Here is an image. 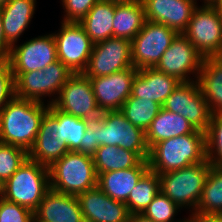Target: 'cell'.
Masks as SVG:
<instances>
[{
	"label": "cell",
	"mask_w": 222,
	"mask_h": 222,
	"mask_svg": "<svg viewBox=\"0 0 222 222\" xmlns=\"http://www.w3.org/2000/svg\"><path fill=\"white\" fill-rule=\"evenodd\" d=\"M49 189L48 167L27 158L19 169L3 183L1 197L34 212Z\"/></svg>",
	"instance_id": "cell-5"
},
{
	"label": "cell",
	"mask_w": 222,
	"mask_h": 222,
	"mask_svg": "<svg viewBox=\"0 0 222 222\" xmlns=\"http://www.w3.org/2000/svg\"><path fill=\"white\" fill-rule=\"evenodd\" d=\"M176 77L166 75L156 68L139 69L132 82V97L149 99L161 106L180 84Z\"/></svg>",
	"instance_id": "cell-21"
},
{
	"label": "cell",
	"mask_w": 222,
	"mask_h": 222,
	"mask_svg": "<svg viewBox=\"0 0 222 222\" xmlns=\"http://www.w3.org/2000/svg\"><path fill=\"white\" fill-rule=\"evenodd\" d=\"M206 159V133L195 130L156 143L149 149L147 161L149 170L164 174Z\"/></svg>",
	"instance_id": "cell-3"
},
{
	"label": "cell",
	"mask_w": 222,
	"mask_h": 222,
	"mask_svg": "<svg viewBox=\"0 0 222 222\" xmlns=\"http://www.w3.org/2000/svg\"><path fill=\"white\" fill-rule=\"evenodd\" d=\"M128 222H154L152 219L146 217L142 213L131 214Z\"/></svg>",
	"instance_id": "cell-41"
},
{
	"label": "cell",
	"mask_w": 222,
	"mask_h": 222,
	"mask_svg": "<svg viewBox=\"0 0 222 222\" xmlns=\"http://www.w3.org/2000/svg\"><path fill=\"white\" fill-rule=\"evenodd\" d=\"M183 34L203 58L222 56V13L214 5L197 6Z\"/></svg>",
	"instance_id": "cell-8"
},
{
	"label": "cell",
	"mask_w": 222,
	"mask_h": 222,
	"mask_svg": "<svg viewBox=\"0 0 222 222\" xmlns=\"http://www.w3.org/2000/svg\"><path fill=\"white\" fill-rule=\"evenodd\" d=\"M178 34L164 24L146 20L140 32L131 40L133 67L138 70L155 68Z\"/></svg>",
	"instance_id": "cell-9"
},
{
	"label": "cell",
	"mask_w": 222,
	"mask_h": 222,
	"mask_svg": "<svg viewBox=\"0 0 222 222\" xmlns=\"http://www.w3.org/2000/svg\"><path fill=\"white\" fill-rule=\"evenodd\" d=\"M67 152L69 149L63 139L62 125L47 110L41 119L39 131L28 152V158L49 168Z\"/></svg>",
	"instance_id": "cell-17"
},
{
	"label": "cell",
	"mask_w": 222,
	"mask_h": 222,
	"mask_svg": "<svg viewBox=\"0 0 222 222\" xmlns=\"http://www.w3.org/2000/svg\"><path fill=\"white\" fill-rule=\"evenodd\" d=\"M148 170V161L142 160L133 168L100 173L97 187L110 198L126 203L130 192Z\"/></svg>",
	"instance_id": "cell-22"
},
{
	"label": "cell",
	"mask_w": 222,
	"mask_h": 222,
	"mask_svg": "<svg viewBox=\"0 0 222 222\" xmlns=\"http://www.w3.org/2000/svg\"><path fill=\"white\" fill-rule=\"evenodd\" d=\"M48 108V104L14 96L0 112V142L29 152Z\"/></svg>",
	"instance_id": "cell-2"
},
{
	"label": "cell",
	"mask_w": 222,
	"mask_h": 222,
	"mask_svg": "<svg viewBox=\"0 0 222 222\" xmlns=\"http://www.w3.org/2000/svg\"><path fill=\"white\" fill-rule=\"evenodd\" d=\"M161 108L155 101L129 96L120 111L128 121L146 132Z\"/></svg>",
	"instance_id": "cell-31"
},
{
	"label": "cell",
	"mask_w": 222,
	"mask_h": 222,
	"mask_svg": "<svg viewBox=\"0 0 222 222\" xmlns=\"http://www.w3.org/2000/svg\"><path fill=\"white\" fill-rule=\"evenodd\" d=\"M92 157L97 176L100 173L133 168L142 161L135 152L116 145L100 146Z\"/></svg>",
	"instance_id": "cell-28"
},
{
	"label": "cell",
	"mask_w": 222,
	"mask_h": 222,
	"mask_svg": "<svg viewBox=\"0 0 222 222\" xmlns=\"http://www.w3.org/2000/svg\"><path fill=\"white\" fill-rule=\"evenodd\" d=\"M138 69L130 67L108 76L89 78L101 112L121 110L129 98Z\"/></svg>",
	"instance_id": "cell-16"
},
{
	"label": "cell",
	"mask_w": 222,
	"mask_h": 222,
	"mask_svg": "<svg viewBox=\"0 0 222 222\" xmlns=\"http://www.w3.org/2000/svg\"><path fill=\"white\" fill-rule=\"evenodd\" d=\"M217 0H203V4L213 5Z\"/></svg>",
	"instance_id": "cell-44"
},
{
	"label": "cell",
	"mask_w": 222,
	"mask_h": 222,
	"mask_svg": "<svg viewBox=\"0 0 222 222\" xmlns=\"http://www.w3.org/2000/svg\"><path fill=\"white\" fill-rule=\"evenodd\" d=\"M192 222H222V215H190Z\"/></svg>",
	"instance_id": "cell-40"
},
{
	"label": "cell",
	"mask_w": 222,
	"mask_h": 222,
	"mask_svg": "<svg viewBox=\"0 0 222 222\" xmlns=\"http://www.w3.org/2000/svg\"><path fill=\"white\" fill-rule=\"evenodd\" d=\"M159 192V175L148 170L132 189L125 203L130 214L143 213Z\"/></svg>",
	"instance_id": "cell-30"
},
{
	"label": "cell",
	"mask_w": 222,
	"mask_h": 222,
	"mask_svg": "<svg viewBox=\"0 0 222 222\" xmlns=\"http://www.w3.org/2000/svg\"><path fill=\"white\" fill-rule=\"evenodd\" d=\"M197 81L211 114H221L222 56L204 58Z\"/></svg>",
	"instance_id": "cell-24"
},
{
	"label": "cell",
	"mask_w": 222,
	"mask_h": 222,
	"mask_svg": "<svg viewBox=\"0 0 222 222\" xmlns=\"http://www.w3.org/2000/svg\"><path fill=\"white\" fill-rule=\"evenodd\" d=\"M184 222H192V220L190 218H186V220Z\"/></svg>",
	"instance_id": "cell-47"
},
{
	"label": "cell",
	"mask_w": 222,
	"mask_h": 222,
	"mask_svg": "<svg viewBox=\"0 0 222 222\" xmlns=\"http://www.w3.org/2000/svg\"><path fill=\"white\" fill-rule=\"evenodd\" d=\"M115 2L99 0L79 22L93 44L113 37Z\"/></svg>",
	"instance_id": "cell-25"
},
{
	"label": "cell",
	"mask_w": 222,
	"mask_h": 222,
	"mask_svg": "<svg viewBox=\"0 0 222 222\" xmlns=\"http://www.w3.org/2000/svg\"><path fill=\"white\" fill-rule=\"evenodd\" d=\"M193 215H222V167L211 165Z\"/></svg>",
	"instance_id": "cell-29"
},
{
	"label": "cell",
	"mask_w": 222,
	"mask_h": 222,
	"mask_svg": "<svg viewBox=\"0 0 222 222\" xmlns=\"http://www.w3.org/2000/svg\"><path fill=\"white\" fill-rule=\"evenodd\" d=\"M57 60V49L53 33L32 38L21 45L14 44L11 47L8 59L12 73L43 70Z\"/></svg>",
	"instance_id": "cell-15"
},
{
	"label": "cell",
	"mask_w": 222,
	"mask_h": 222,
	"mask_svg": "<svg viewBox=\"0 0 222 222\" xmlns=\"http://www.w3.org/2000/svg\"><path fill=\"white\" fill-rule=\"evenodd\" d=\"M210 167L211 164L206 159L179 170L158 174L160 191L180 209H192L193 215L201 199Z\"/></svg>",
	"instance_id": "cell-6"
},
{
	"label": "cell",
	"mask_w": 222,
	"mask_h": 222,
	"mask_svg": "<svg viewBox=\"0 0 222 222\" xmlns=\"http://www.w3.org/2000/svg\"><path fill=\"white\" fill-rule=\"evenodd\" d=\"M2 192H3V183L0 181V198L2 196Z\"/></svg>",
	"instance_id": "cell-46"
},
{
	"label": "cell",
	"mask_w": 222,
	"mask_h": 222,
	"mask_svg": "<svg viewBox=\"0 0 222 222\" xmlns=\"http://www.w3.org/2000/svg\"><path fill=\"white\" fill-rule=\"evenodd\" d=\"M203 59L187 37L179 33L155 68L166 75L176 77L181 82L196 81ZM191 74H194L195 79L190 78Z\"/></svg>",
	"instance_id": "cell-14"
},
{
	"label": "cell",
	"mask_w": 222,
	"mask_h": 222,
	"mask_svg": "<svg viewBox=\"0 0 222 222\" xmlns=\"http://www.w3.org/2000/svg\"><path fill=\"white\" fill-rule=\"evenodd\" d=\"M86 121V132L78 152L93 155L100 146L116 145L135 152L142 160L148 159L145 131L128 121L120 110L104 111Z\"/></svg>",
	"instance_id": "cell-1"
},
{
	"label": "cell",
	"mask_w": 222,
	"mask_h": 222,
	"mask_svg": "<svg viewBox=\"0 0 222 222\" xmlns=\"http://www.w3.org/2000/svg\"><path fill=\"white\" fill-rule=\"evenodd\" d=\"M34 222H85L78 199L49 189L34 211Z\"/></svg>",
	"instance_id": "cell-20"
},
{
	"label": "cell",
	"mask_w": 222,
	"mask_h": 222,
	"mask_svg": "<svg viewBox=\"0 0 222 222\" xmlns=\"http://www.w3.org/2000/svg\"><path fill=\"white\" fill-rule=\"evenodd\" d=\"M10 0H0V7L6 5Z\"/></svg>",
	"instance_id": "cell-45"
},
{
	"label": "cell",
	"mask_w": 222,
	"mask_h": 222,
	"mask_svg": "<svg viewBox=\"0 0 222 222\" xmlns=\"http://www.w3.org/2000/svg\"><path fill=\"white\" fill-rule=\"evenodd\" d=\"M213 5L222 13V0H217Z\"/></svg>",
	"instance_id": "cell-42"
},
{
	"label": "cell",
	"mask_w": 222,
	"mask_h": 222,
	"mask_svg": "<svg viewBox=\"0 0 222 222\" xmlns=\"http://www.w3.org/2000/svg\"><path fill=\"white\" fill-rule=\"evenodd\" d=\"M50 188L74 195L97 187L92 155L69 151L49 168Z\"/></svg>",
	"instance_id": "cell-4"
},
{
	"label": "cell",
	"mask_w": 222,
	"mask_h": 222,
	"mask_svg": "<svg viewBox=\"0 0 222 222\" xmlns=\"http://www.w3.org/2000/svg\"><path fill=\"white\" fill-rule=\"evenodd\" d=\"M147 21L164 24L183 33L197 7L196 0H142Z\"/></svg>",
	"instance_id": "cell-19"
},
{
	"label": "cell",
	"mask_w": 222,
	"mask_h": 222,
	"mask_svg": "<svg viewBox=\"0 0 222 222\" xmlns=\"http://www.w3.org/2000/svg\"><path fill=\"white\" fill-rule=\"evenodd\" d=\"M60 28L58 33H53L58 60L73 73L83 72L94 44L79 22L62 21Z\"/></svg>",
	"instance_id": "cell-11"
},
{
	"label": "cell",
	"mask_w": 222,
	"mask_h": 222,
	"mask_svg": "<svg viewBox=\"0 0 222 222\" xmlns=\"http://www.w3.org/2000/svg\"><path fill=\"white\" fill-rule=\"evenodd\" d=\"M76 197L85 222H128L131 215L125 203L110 198L98 187Z\"/></svg>",
	"instance_id": "cell-18"
},
{
	"label": "cell",
	"mask_w": 222,
	"mask_h": 222,
	"mask_svg": "<svg viewBox=\"0 0 222 222\" xmlns=\"http://www.w3.org/2000/svg\"><path fill=\"white\" fill-rule=\"evenodd\" d=\"M63 22H80L99 0H61Z\"/></svg>",
	"instance_id": "cell-37"
},
{
	"label": "cell",
	"mask_w": 222,
	"mask_h": 222,
	"mask_svg": "<svg viewBox=\"0 0 222 222\" xmlns=\"http://www.w3.org/2000/svg\"><path fill=\"white\" fill-rule=\"evenodd\" d=\"M178 211L180 208L160 191L142 214L154 222H184L185 218L182 221L174 220Z\"/></svg>",
	"instance_id": "cell-35"
},
{
	"label": "cell",
	"mask_w": 222,
	"mask_h": 222,
	"mask_svg": "<svg viewBox=\"0 0 222 222\" xmlns=\"http://www.w3.org/2000/svg\"><path fill=\"white\" fill-rule=\"evenodd\" d=\"M48 111L62 125L63 139L67 143L69 151L78 152L81 149V141L87 127V121L57 109L53 104Z\"/></svg>",
	"instance_id": "cell-32"
},
{
	"label": "cell",
	"mask_w": 222,
	"mask_h": 222,
	"mask_svg": "<svg viewBox=\"0 0 222 222\" xmlns=\"http://www.w3.org/2000/svg\"><path fill=\"white\" fill-rule=\"evenodd\" d=\"M0 222H34V212L1 197Z\"/></svg>",
	"instance_id": "cell-36"
},
{
	"label": "cell",
	"mask_w": 222,
	"mask_h": 222,
	"mask_svg": "<svg viewBox=\"0 0 222 222\" xmlns=\"http://www.w3.org/2000/svg\"><path fill=\"white\" fill-rule=\"evenodd\" d=\"M206 157L211 165L222 167V113L211 116L206 132Z\"/></svg>",
	"instance_id": "cell-33"
},
{
	"label": "cell",
	"mask_w": 222,
	"mask_h": 222,
	"mask_svg": "<svg viewBox=\"0 0 222 222\" xmlns=\"http://www.w3.org/2000/svg\"><path fill=\"white\" fill-rule=\"evenodd\" d=\"M133 67L131 41L111 37L94 44L88 64L83 73L89 78L108 76Z\"/></svg>",
	"instance_id": "cell-13"
},
{
	"label": "cell",
	"mask_w": 222,
	"mask_h": 222,
	"mask_svg": "<svg viewBox=\"0 0 222 222\" xmlns=\"http://www.w3.org/2000/svg\"><path fill=\"white\" fill-rule=\"evenodd\" d=\"M162 108L182 115L195 130L207 132L212 114L197 80L180 82Z\"/></svg>",
	"instance_id": "cell-10"
},
{
	"label": "cell",
	"mask_w": 222,
	"mask_h": 222,
	"mask_svg": "<svg viewBox=\"0 0 222 222\" xmlns=\"http://www.w3.org/2000/svg\"><path fill=\"white\" fill-rule=\"evenodd\" d=\"M53 105L75 117L88 120L101 112L98 108L92 84L83 72L73 73L62 86Z\"/></svg>",
	"instance_id": "cell-12"
},
{
	"label": "cell",
	"mask_w": 222,
	"mask_h": 222,
	"mask_svg": "<svg viewBox=\"0 0 222 222\" xmlns=\"http://www.w3.org/2000/svg\"><path fill=\"white\" fill-rule=\"evenodd\" d=\"M195 129L182 115L161 108L146 130V142L150 149L156 143L180 135L191 134Z\"/></svg>",
	"instance_id": "cell-26"
},
{
	"label": "cell",
	"mask_w": 222,
	"mask_h": 222,
	"mask_svg": "<svg viewBox=\"0 0 222 222\" xmlns=\"http://www.w3.org/2000/svg\"><path fill=\"white\" fill-rule=\"evenodd\" d=\"M11 46L7 43L3 32V24L0 15V61L8 60Z\"/></svg>",
	"instance_id": "cell-39"
},
{
	"label": "cell",
	"mask_w": 222,
	"mask_h": 222,
	"mask_svg": "<svg viewBox=\"0 0 222 222\" xmlns=\"http://www.w3.org/2000/svg\"><path fill=\"white\" fill-rule=\"evenodd\" d=\"M36 0H10L0 7L3 32L7 43L12 47L28 28L34 16Z\"/></svg>",
	"instance_id": "cell-23"
},
{
	"label": "cell",
	"mask_w": 222,
	"mask_h": 222,
	"mask_svg": "<svg viewBox=\"0 0 222 222\" xmlns=\"http://www.w3.org/2000/svg\"><path fill=\"white\" fill-rule=\"evenodd\" d=\"M72 74L73 72L59 60L51 63L43 70L13 73L15 96L20 99L42 103H44V96H53L55 99L52 98L47 103L51 105L58 97L62 86Z\"/></svg>",
	"instance_id": "cell-7"
},
{
	"label": "cell",
	"mask_w": 222,
	"mask_h": 222,
	"mask_svg": "<svg viewBox=\"0 0 222 222\" xmlns=\"http://www.w3.org/2000/svg\"><path fill=\"white\" fill-rule=\"evenodd\" d=\"M15 96L14 77L8 60L0 61V112Z\"/></svg>",
	"instance_id": "cell-38"
},
{
	"label": "cell",
	"mask_w": 222,
	"mask_h": 222,
	"mask_svg": "<svg viewBox=\"0 0 222 222\" xmlns=\"http://www.w3.org/2000/svg\"><path fill=\"white\" fill-rule=\"evenodd\" d=\"M114 2H142V0H111Z\"/></svg>",
	"instance_id": "cell-43"
},
{
	"label": "cell",
	"mask_w": 222,
	"mask_h": 222,
	"mask_svg": "<svg viewBox=\"0 0 222 222\" xmlns=\"http://www.w3.org/2000/svg\"><path fill=\"white\" fill-rule=\"evenodd\" d=\"M146 22L142 2H115L113 37L132 40Z\"/></svg>",
	"instance_id": "cell-27"
},
{
	"label": "cell",
	"mask_w": 222,
	"mask_h": 222,
	"mask_svg": "<svg viewBox=\"0 0 222 222\" xmlns=\"http://www.w3.org/2000/svg\"><path fill=\"white\" fill-rule=\"evenodd\" d=\"M27 158L28 152L23 148L0 142V181L8 180Z\"/></svg>",
	"instance_id": "cell-34"
}]
</instances>
